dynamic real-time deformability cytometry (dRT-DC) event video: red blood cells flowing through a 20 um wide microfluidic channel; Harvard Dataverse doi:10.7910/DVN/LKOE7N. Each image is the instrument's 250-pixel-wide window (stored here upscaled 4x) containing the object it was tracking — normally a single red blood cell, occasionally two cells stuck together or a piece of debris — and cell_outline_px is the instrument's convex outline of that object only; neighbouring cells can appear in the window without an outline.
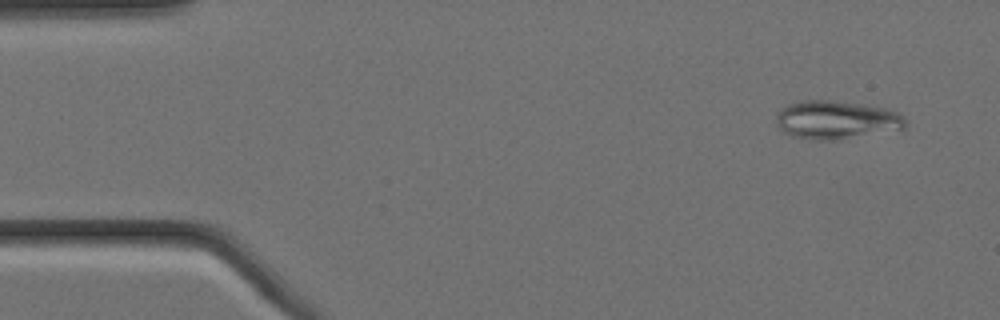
{"species": "Egyptian fruit bat (a non-hibernating species)", "species_latin": "Rousettus aegyptiacus", "temperature_condition": "cold", "stored_images_in_passage": 16, "camera_frame_rate_fps": 3000, "um_per_image_px": 0.085, "animal": {"sex": "female"}, "frame": {"image": 1, "passage_image": 2, "time_ms": 0.333, "image_size_px": [1000, 320], "cell_outline_px": [[904, 128], [832, 140], [816, 140], [792, 136], [784, 132], [776, 124], [776, 116], [780, 108], [788, 104], [800, 100], [828, 100], [860, 104], [884, 108], [900, 112], [904, 116]], "centroid_in_image_um": [71.02, 10.17], "position_along_channel_um": 14.0, "area_um2": 28.55}}
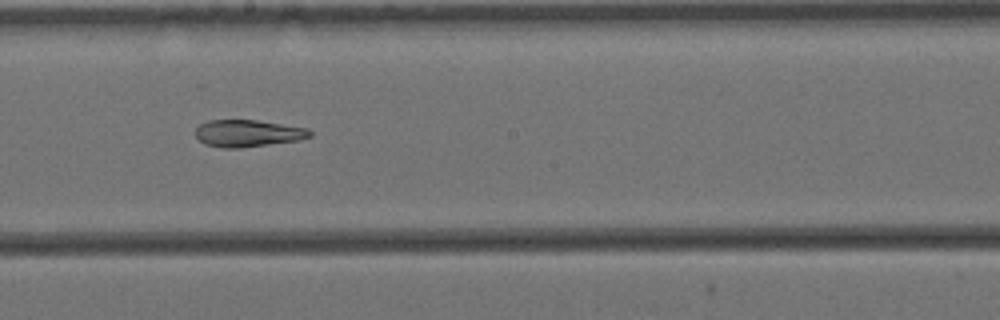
{"frame": {"image": 2, "passage_image": 9, "time_ms": 2.667, "image_size_px": [1000, 320], "cell_outline_px": [[312, 136], [300, 140], [240, 148], [224, 148], [204, 144], [196, 136], [196, 128], [200, 124], [208, 120], [256, 120], [308, 128], [312, 132]], "centroid_in_image_um": [21.08, 11.33], "position_along_channel_um": 227.1, "area_um2": 18.03}}
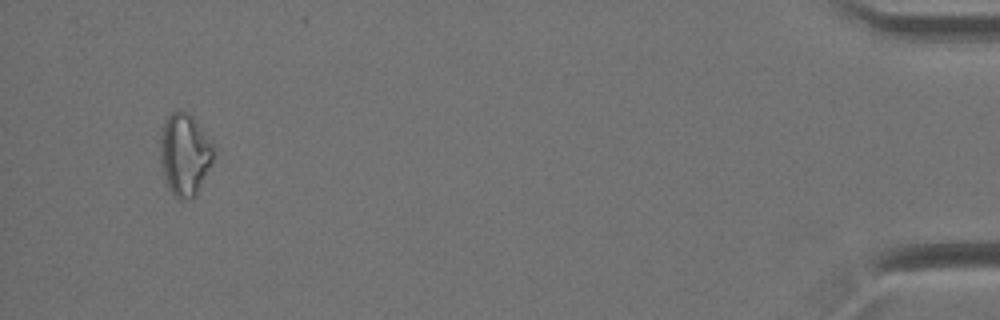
{"frame": {"image": 3, "passage_image": 15, "time_ms": 4.667, "image_size_px": [1000, 320], "cell_outline_px": [[212, 164], [196, 192], [192, 196], [180, 200], [172, 192], [164, 180], [160, 160], [160, 136], [164, 120], [172, 112], [184, 112], [200, 124], [212, 148]], "centroid_in_image_um": [15.65, 13.12], "position_along_channel_um": 419.6, "area_um2": 24.8}}